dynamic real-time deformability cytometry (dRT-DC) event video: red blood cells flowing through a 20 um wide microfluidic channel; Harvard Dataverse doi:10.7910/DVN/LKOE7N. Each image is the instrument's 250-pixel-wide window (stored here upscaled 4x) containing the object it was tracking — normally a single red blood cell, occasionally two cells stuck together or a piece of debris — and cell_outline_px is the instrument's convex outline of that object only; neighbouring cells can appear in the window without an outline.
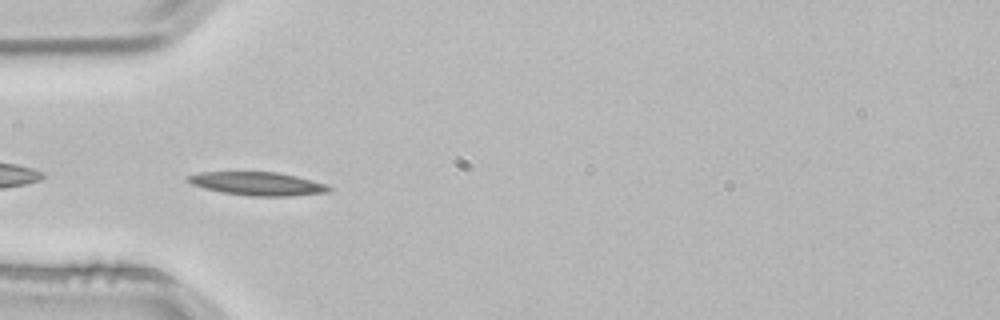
{"species": "common noctule bat (a hibernating species)", "species_latin": "Nyctalus noctula", "temperature_condition": "room temperature", "stored_images_in_passage": 3, "camera_frame_rate_fps": 3000, "um_per_image_px": 0.085, "animal": {"sex": "male", "body_mass_g": 21.5, "forearm_length_mm": 52.0}, "frame": {"image": 1, "passage_image": 2, "time_ms": 0.333, "image_size_px": [1000, 320], "cell_outline_px": [[332, 188], [328, 192], [292, 196], [248, 196], [220, 192], [204, 188], [192, 184], [184, 176], [200, 172], [276, 172], [296, 176], [328, 184]], "centroid_in_image_um": [21.89, 15.62], "position_along_channel_um": 63.1, "area_um2": 19.31}}